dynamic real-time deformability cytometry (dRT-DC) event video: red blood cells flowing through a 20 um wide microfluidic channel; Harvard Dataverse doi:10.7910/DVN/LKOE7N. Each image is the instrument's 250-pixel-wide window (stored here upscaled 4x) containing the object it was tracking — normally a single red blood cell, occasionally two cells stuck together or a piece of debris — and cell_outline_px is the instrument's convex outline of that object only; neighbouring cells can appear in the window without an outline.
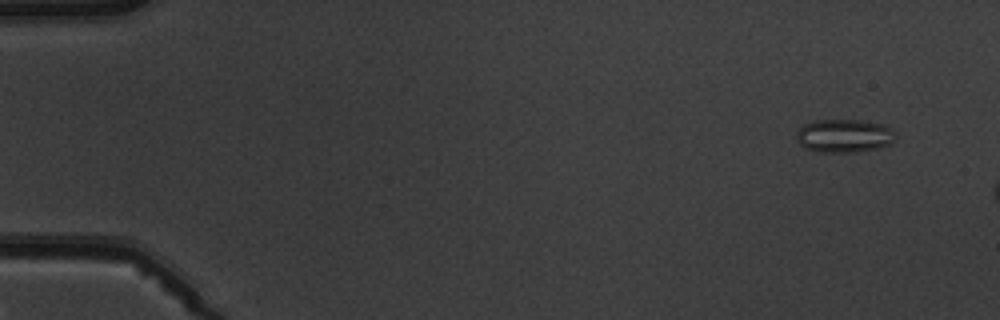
{"species": "common noctule bat (a hibernating species)", "species_latin": "Nyctalus noctula", "temperature_condition": "warm", "stored_images_in_passage": 3, "camera_frame_rate_fps": 3000, "um_per_image_px": 0.085, "animal": {"sex": "male", "body_mass_g": 19.5, "forearm_length_mm": 54.6}, "frame": {"image": 1, "passage_image": 1, "time_ms": 0.0, "image_size_px": [1000, 320], "cell_outline_px": [[896, 140], [892, 144], [876, 148], [852, 152], [820, 152], [804, 148], [796, 140], [796, 132], [804, 124], [816, 120], [860, 120], [884, 124], [892, 128], [896, 132]], "centroid_in_image_um": [71.78, 11.54], "position_along_channel_um": 13.2, "area_um2": 19.48}}